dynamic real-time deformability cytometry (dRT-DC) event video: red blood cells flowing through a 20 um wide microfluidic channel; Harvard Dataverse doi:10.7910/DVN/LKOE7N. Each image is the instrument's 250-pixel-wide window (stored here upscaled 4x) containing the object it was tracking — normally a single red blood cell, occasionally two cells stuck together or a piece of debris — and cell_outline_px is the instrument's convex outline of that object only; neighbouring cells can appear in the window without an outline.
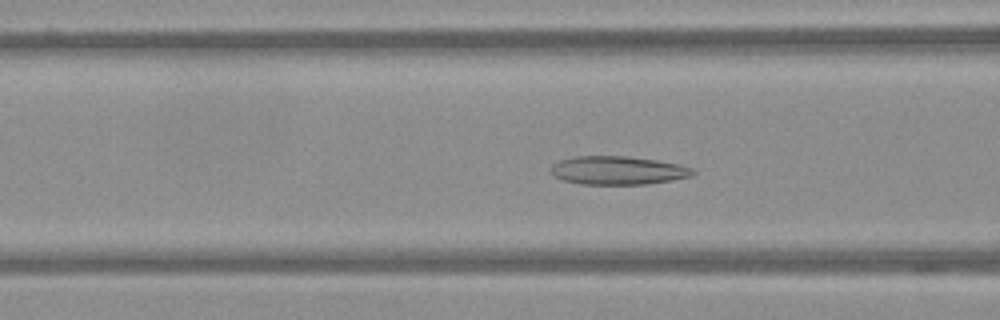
{"species": "Egyptian fruit bat (a non-hibernating species)", "species_latin": "Rousettus aegyptiacus", "temperature_condition": "warm", "stored_images_in_passage": 57, "camera_frame_rate_fps": 3000, "um_per_image_px": 0.085, "frame": {"image": 1, "passage_image": 23, "time_ms": 7.333, "image_size_px": [1000, 320], "cell_outline_px": [[696, 172], [692, 176], [672, 180], [648, 184], [580, 184], [564, 180], [552, 176], [548, 168], [552, 164], [560, 160], [572, 156], [628, 156], [656, 160], [680, 164], [692, 168]], "centroid_in_image_um": [52.49, 14.48], "position_along_channel_um": 114.1, "area_um2": 23.81}}
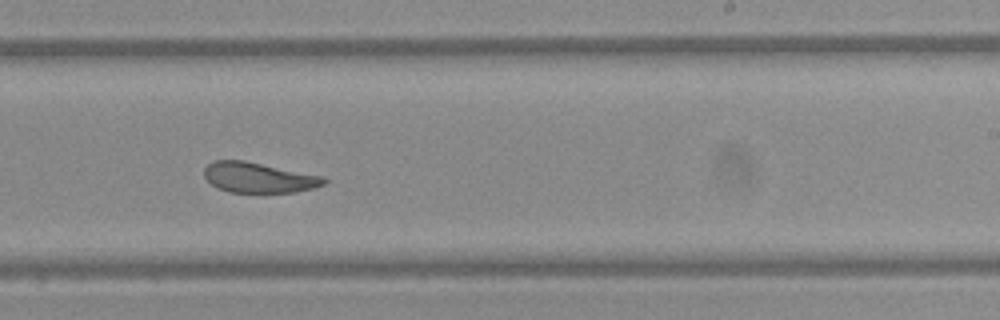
{"frame": {"image": 2, "passage_image": 36, "time_ms": 11.667, "image_size_px": [1000, 320], "cell_outline_px": [[328, 180], [324, 184], [316, 188], [296, 192], [228, 192], [216, 188], [204, 176], [204, 168], [212, 160], [244, 160], [324, 176]], "centroid_in_image_um": [22.0, 15.09], "position_along_channel_um": 267.0, "area_um2": 21.33}}
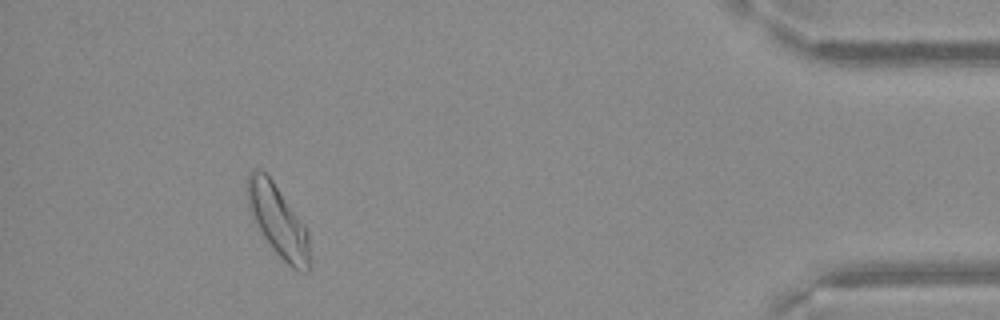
{"frame": {"image": 3, "passage_image": 53, "time_ms": 17.333, "image_size_px": [1000, 320], "cell_outline_px": [[312, 264], [308, 272], [304, 272], [292, 268], [272, 248], [252, 220], [248, 208], [244, 188], [248, 172], [252, 168], [260, 168], [272, 180], [304, 224], [308, 232], [312, 256]], "centroid_in_image_um": [23.61, 18.76], "position_along_channel_um": 411.6, "area_um2": 26.76}}